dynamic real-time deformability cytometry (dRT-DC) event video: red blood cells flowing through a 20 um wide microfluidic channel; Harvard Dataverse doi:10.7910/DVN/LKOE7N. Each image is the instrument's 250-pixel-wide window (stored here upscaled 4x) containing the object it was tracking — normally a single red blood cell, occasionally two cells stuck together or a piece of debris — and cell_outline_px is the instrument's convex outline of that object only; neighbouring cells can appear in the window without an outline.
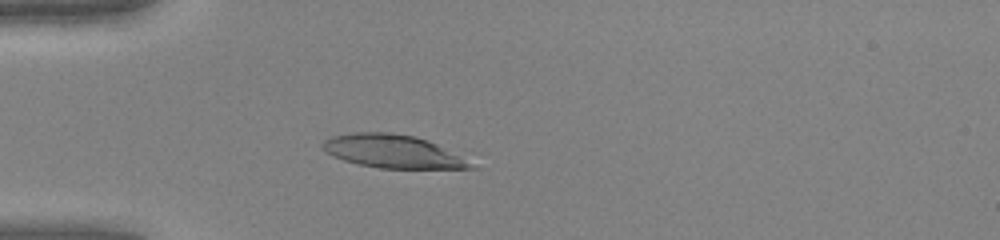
{"species": "human", "species_latin": "Homo sapiens", "temperature_condition": "warm", "stored_images_in_passage": 49, "camera_frame_rate_fps": 3000, "um_per_image_px": 0.085, "donor": {"sex": "female"}, "frame": {"image": 1, "passage_image": 15, "time_ms": 4.667, "image_size_px": [1000, 240], "cell_outline_px": [[480, 168], [380, 168], [356, 164], [332, 156], [320, 148], [320, 144], [324, 140], [332, 136], [352, 132], [392, 132], [416, 136], [476, 152]], "centroid_in_image_um": [33.79, 12.86], "position_along_channel_um": 51.2, "area_um2": 31.21}}
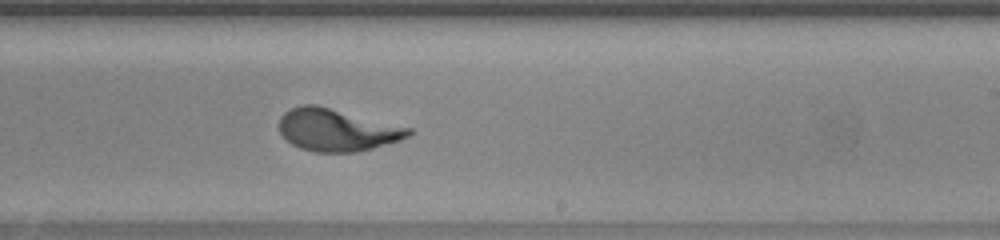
{"frame": {"image": 2, "passage_image": 31, "time_ms": 10.0, "image_size_px": [1000, 240], "cell_outline_px": [[412, 132], [408, 136], [400, 140], [372, 148], [356, 152], [316, 152], [300, 148], [292, 144], [280, 132], [280, 116], [284, 112], [300, 104], [316, 104], [412, 128]], "centroid_in_image_um": [28.63, 11.03], "position_along_channel_um": 260.4, "area_um2": 31.73}}
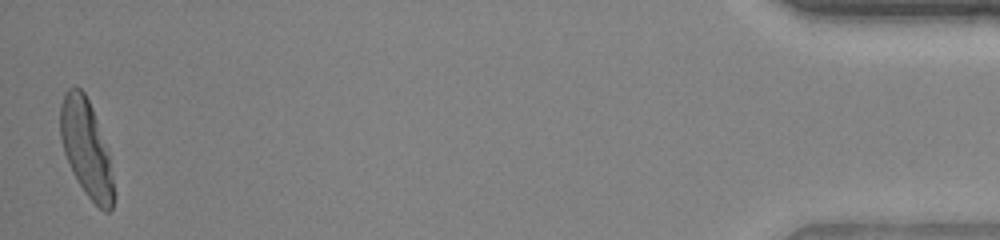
{"frame": {"image": 3, "passage_image": 49, "time_ms": 16.0, "image_size_px": [1000, 240], "cell_outline_px": [[116, 196], [112, 208], [108, 212], [104, 212], [84, 192], [72, 172], [64, 152], [60, 140], [60, 104], [64, 92], [68, 88], [80, 88], [84, 92], [92, 108], [108, 156]], "centroid_in_image_um": [7.31, 12.64], "position_along_channel_um": 427.9, "area_um2": 29.71}}